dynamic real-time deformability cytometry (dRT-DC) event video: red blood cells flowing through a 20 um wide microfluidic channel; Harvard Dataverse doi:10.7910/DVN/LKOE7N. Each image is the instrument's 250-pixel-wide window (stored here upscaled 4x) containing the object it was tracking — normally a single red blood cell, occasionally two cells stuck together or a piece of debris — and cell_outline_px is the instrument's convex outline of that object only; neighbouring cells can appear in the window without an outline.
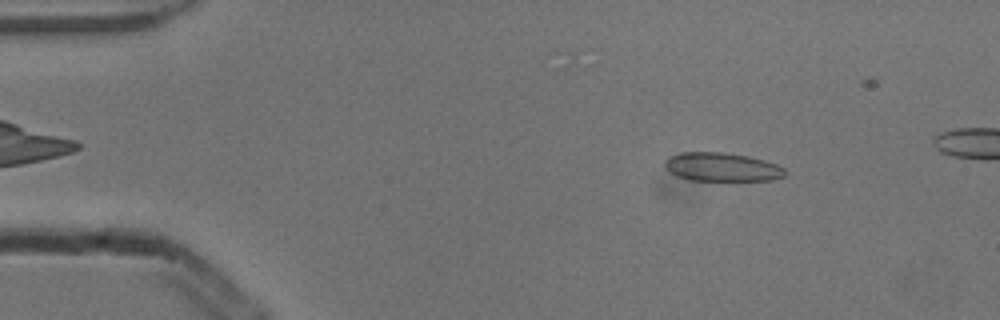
{"species": "common noctule bat (a hibernating species)", "species_latin": "Nyctalus noctula", "temperature_condition": "cold", "stored_images_in_passage": 48, "camera_frame_rate_fps": 3000, "um_per_image_px": 0.085, "animal": {"sex": "male", "body_mass_g": 13.3}, "frame": {"image": 1, "passage_image": 7, "time_ms": 2.0, "image_size_px": [1000, 320], "cell_outline_px": [[784, 176], [772, 180], [692, 180], [676, 176], [668, 172], [664, 168], [664, 160], [668, 156], [680, 152], [724, 152], [748, 156], [764, 160], [776, 164], [784, 168]], "centroid_in_image_um": [61.29, 14.19], "position_along_channel_um": 23.7, "area_um2": 20.17}}
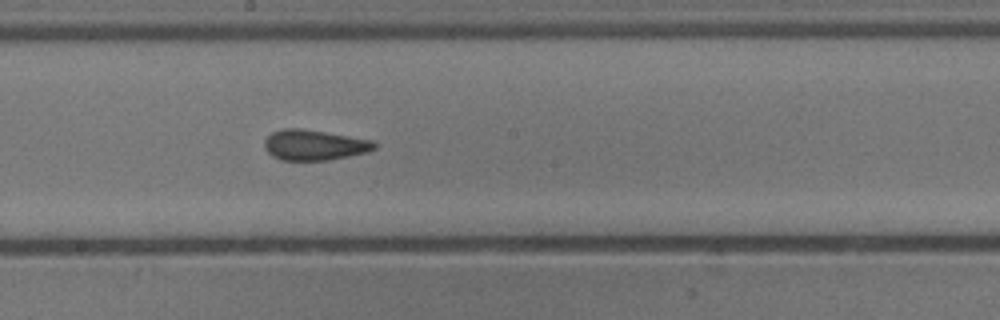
{"frame": {"image": 2, "passage_image": 28, "time_ms": 9.0, "image_size_px": [1000, 320], "cell_outline_px": [[376, 148], [368, 152], [328, 160], [280, 160], [272, 156], [264, 148], [264, 140], [272, 132], [284, 128], [300, 128], [372, 140], [376, 144]], "centroid_in_image_um": [26.68, 12.33], "position_along_channel_um": 221.5, "area_um2": 19.42}}
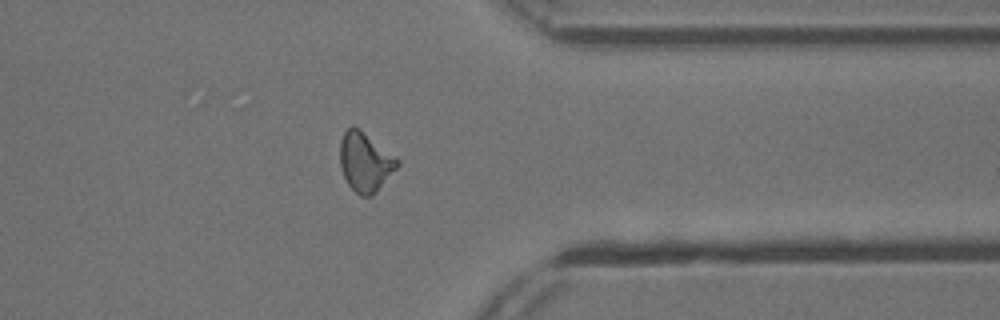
{"frame": {"image": 3, "passage_image": 41, "time_ms": 13.333, "image_size_px": [1000, 320], "cell_outline_px": [[400, 164], [376, 192], [372, 196], [360, 196], [348, 184], [344, 176], [340, 164], [340, 140], [344, 132], [348, 128], [360, 128], [396, 156], [400, 160]], "centroid_in_image_um": [31.06, 13.76], "position_along_channel_um": 380.3, "area_um2": 19.77}, "authors_computed_cell_mechanics": {"area_um2": 19.3052, "velocity_mm_per_s": 3.8792, "shape_relaxation_time_tau1_ms": null, "shape_relaxation_time_tau2_ms": 1.9526, "deformation_change_tau1": null, "deformation_change_tau2": 0.0749}}